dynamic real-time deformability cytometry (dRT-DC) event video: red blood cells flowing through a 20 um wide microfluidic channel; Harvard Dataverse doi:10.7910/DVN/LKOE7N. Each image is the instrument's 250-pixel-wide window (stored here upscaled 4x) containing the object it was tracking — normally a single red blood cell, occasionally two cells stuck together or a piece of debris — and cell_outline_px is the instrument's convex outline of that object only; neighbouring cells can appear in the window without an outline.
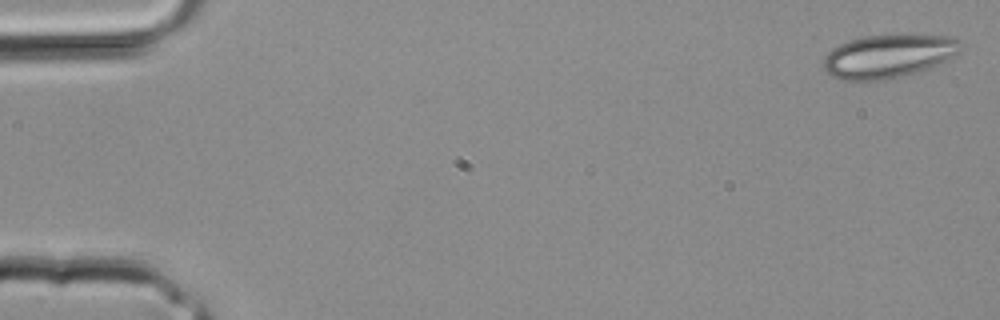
{"species": "common noctule bat (a hibernating species)", "species_latin": "Nyctalus noctula", "temperature_condition": "room temperature", "stored_images_in_passage": 2, "camera_frame_rate_fps": 3000, "um_per_image_px": 0.085, "animal": {"sex": "male", "body_mass_g": 20.4}, "frame": {"image": 1, "passage_image": 1, "time_ms": 0.0, "image_size_px": [1000, 320], "cell_outline_px": [[964, 44], [960, 52], [936, 64], [896, 80], [840, 80], [832, 76], [824, 68], [824, 56], [832, 48], [840, 44], [864, 36], [952, 36], [960, 40]], "centroid_in_image_um": [75.51, 4.8], "position_along_channel_um": 9.5, "area_um2": 34.39}}